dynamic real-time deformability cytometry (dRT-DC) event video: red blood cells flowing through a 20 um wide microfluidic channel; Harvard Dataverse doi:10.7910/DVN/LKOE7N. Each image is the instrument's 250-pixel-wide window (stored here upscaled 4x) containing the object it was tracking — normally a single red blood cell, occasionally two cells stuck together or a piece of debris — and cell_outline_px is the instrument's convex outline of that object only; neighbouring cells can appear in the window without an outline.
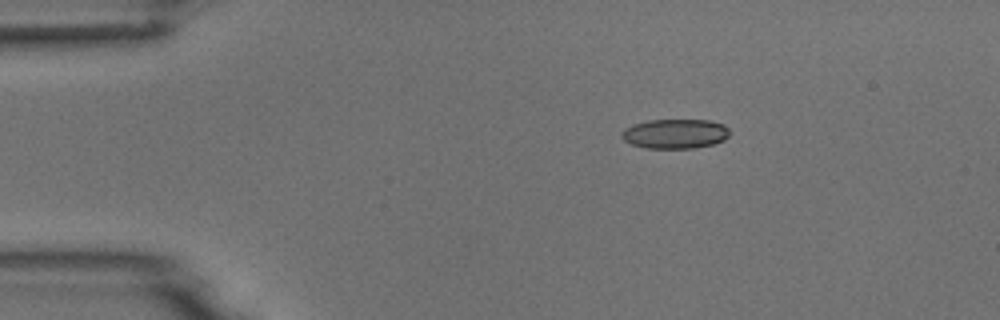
{"species": "common noctule bat (a hibernating species)", "species_latin": "Nyctalus noctula", "temperature_condition": "room temperature", "stored_images_in_passage": 6, "camera_frame_rate_fps": 3000, "um_per_image_px": 0.085, "animal": {"sex": "male", "body_mass_g": 18.8}, "frame": {"image": 1, "passage_image": 3, "time_ms": 2.333, "image_size_px": [1000, 320], "cell_outline_px": [[728, 136], [724, 140], [712, 144], [692, 148], [644, 148], [632, 144], [624, 140], [620, 136], [620, 132], [624, 128], [632, 124], [648, 120], [708, 120], [724, 124], [728, 128]], "centroid_in_image_um": [57.34, 11.36], "position_along_channel_um": 27.7, "area_um2": 18.67}}
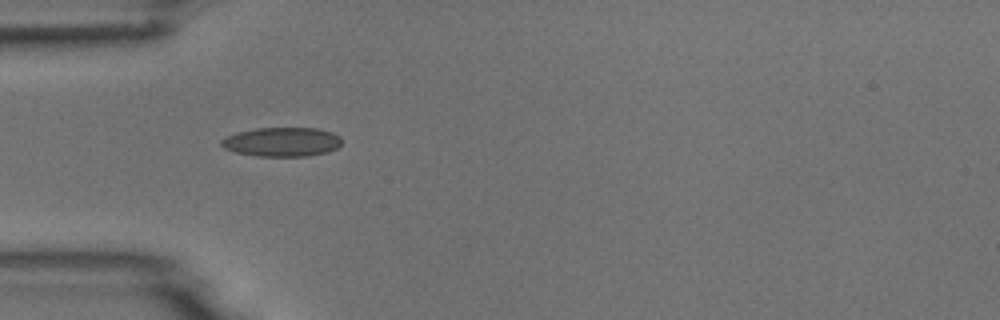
{"frame": {"image": 2, "passage_image": 5, "time_ms": 4.667, "image_size_px": [1000, 320], "cell_outline_px": [[340, 144], [336, 148], [328, 152], [308, 156], [256, 156], [236, 152], [224, 148], [220, 144], [220, 140], [236, 132], [256, 128], [316, 128], [332, 132], [340, 136]], "centroid_in_image_um": [23.95, 12.06], "position_along_channel_um": 61.0, "area_um2": 20.46}}